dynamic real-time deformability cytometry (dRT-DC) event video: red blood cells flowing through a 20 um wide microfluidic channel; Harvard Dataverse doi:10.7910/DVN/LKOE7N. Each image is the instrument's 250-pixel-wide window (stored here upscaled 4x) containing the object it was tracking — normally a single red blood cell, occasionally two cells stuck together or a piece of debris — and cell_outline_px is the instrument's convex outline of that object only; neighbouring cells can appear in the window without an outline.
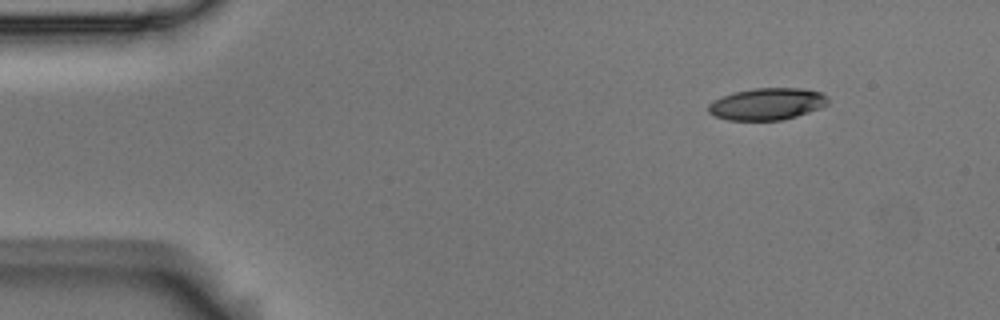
{"species": "Egyptian fruit bat (a non-hibernating species)", "species_latin": "Rousettus aegyptiacus", "temperature_condition": "room temperature", "stored_images_in_passage": 49, "camera_frame_rate_fps": 3000, "um_per_image_px": 0.085, "animal": {"sex": "male"}, "frame": {"image": 1, "passage_image": 1, "time_ms": 0.0, "image_size_px": [1000, 320], "cell_outline_px": [[828, 104], [820, 108], [784, 120], [728, 120], [712, 116], [708, 112], [708, 104], [712, 100], [720, 96], [752, 88], [800, 88], [820, 92], [828, 96]], "centroid_in_image_um": [65.16, 8.84], "position_along_channel_um": 19.8, "area_um2": 22.43}}
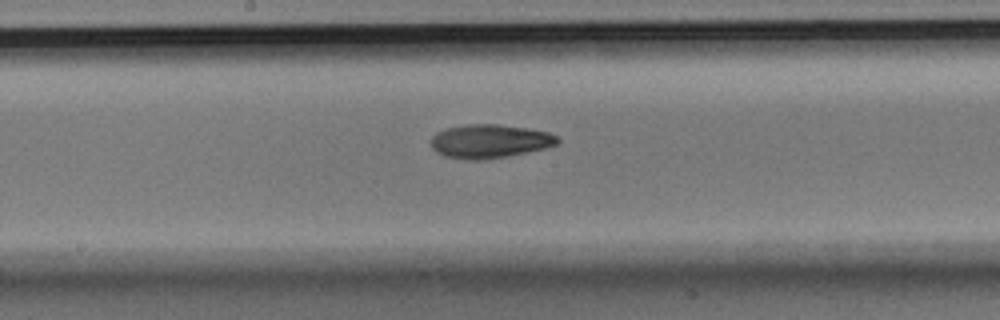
{"frame": {"image": 2, "passage_image": 23, "time_ms": 7.333, "image_size_px": [1000, 320], "cell_outline_px": [[560, 140], [556, 144], [544, 148], [508, 156], [480, 160], [468, 160], [444, 156], [436, 152], [432, 148], [432, 136], [436, 132], [444, 128], [468, 124], [496, 124], [524, 128], [548, 132], [560, 136]], "centroid_in_image_um": [41.6, 12.0], "position_along_channel_um": 206.6, "area_um2": 24.8}}
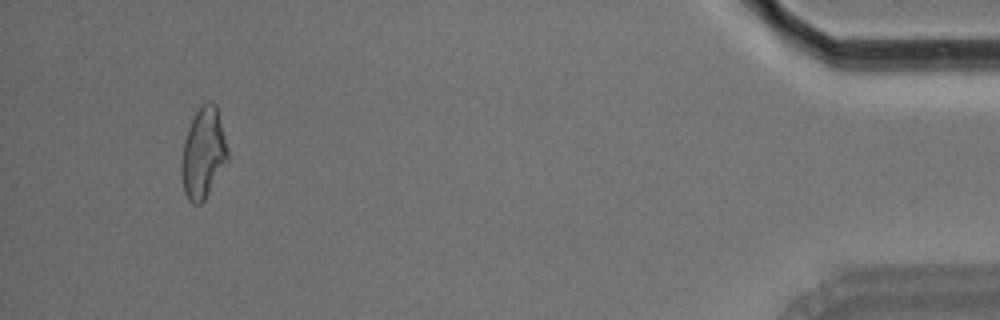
{"frame": {"image": 3, "passage_image": 46, "time_ms": 15.0, "image_size_px": [1000, 320], "cell_outline_px": [[228, 160], [204, 200], [200, 204], [192, 204], [188, 200], [184, 192], [180, 168], [180, 164], [184, 140], [188, 128], [200, 104], [208, 100], [216, 104], [228, 148]], "centroid_in_image_um": [17.27, 13.01], "position_along_channel_um": 417.9, "area_um2": 24.51}, "authors_computed_cell_mechanics": {"area_um2": 24.0448, "velocity_mm_per_s": 3.6991, "shape_relaxation_time_tau1_ms": 4.3674, "shape_relaxation_time_tau2_ms": 5.1989, "deformation_change_tau1": 0.1457, "deformation_change_tau2": 0.1156}}